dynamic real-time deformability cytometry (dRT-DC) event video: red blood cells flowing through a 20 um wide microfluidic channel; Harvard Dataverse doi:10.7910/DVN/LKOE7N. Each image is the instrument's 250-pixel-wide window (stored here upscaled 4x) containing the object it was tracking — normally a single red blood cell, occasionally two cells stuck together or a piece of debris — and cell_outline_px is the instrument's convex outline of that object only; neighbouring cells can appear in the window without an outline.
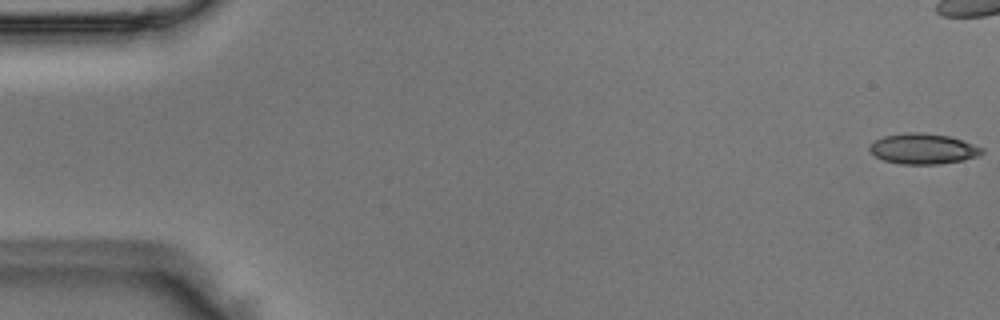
{"species": "Egyptian fruit bat (a non-hibernating species)", "species_latin": "Rousettus aegyptiacus", "temperature_condition": "room temperature", "stored_images_in_passage": 51, "camera_frame_rate_fps": 3000, "um_per_image_px": 0.085, "animal": {"sex": "male"}, "frame": {"image": 1, "passage_image": 1, "time_ms": 0.0, "image_size_px": [1000, 320], "cell_outline_px": [[984, 152], [976, 156], [964, 160], [940, 164], [900, 164], [884, 160], [868, 152], [868, 148], [876, 140], [884, 136], [904, 132], [924, 132], [952, 136], [984, 148]], "centroid_in_image_um": [78.47, 12.64], "position_along_channel_um": 6.5, "area_um2": 20.17}}
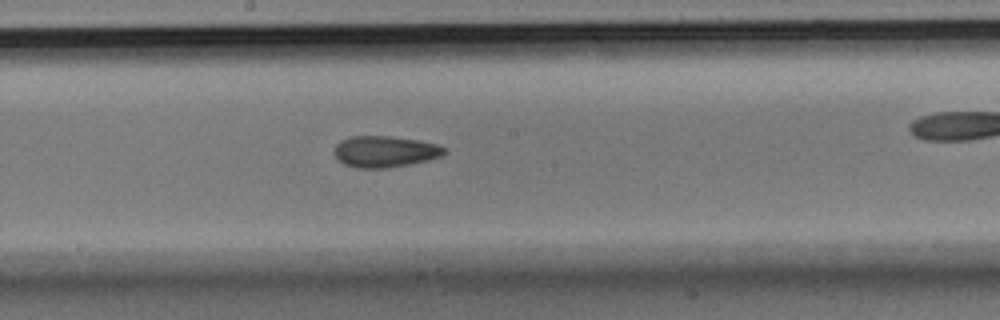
{"frame": {"image": 2, "passage_image": 27, "time_ms": 8.667, "image_size_px": [1000, 320], "cell_outline_px": [[448, 152], [440, 156], [428, 160], [388, 168], [356, 168], [344, 164], [336, 156], [336, 144], [340, 140], [348, 136], [392, 136], [420, 140], [436, 144], [448, 148]], "centroid_in_image_um": [32.75, 12.87], "position_along_channel_um": 215.4, "area_um2": 20.17}}
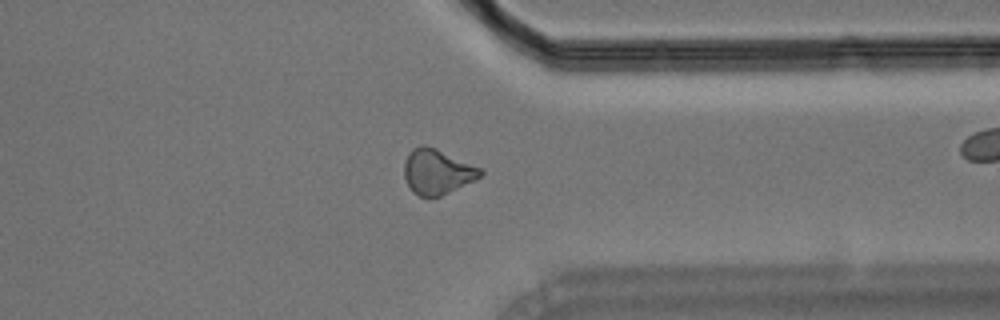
{"frame": {"image": 3, "passage_image": 39, "time_ms": 12.667, "image_size_px": [1000, 320], "cell_outline_px": [[484, 172], [476, 180], [440, 196], [420, 196], [412, 192], [404, 176], [404, 164], [408, 152], [412, 148], [420, 144], [424, 144], [436, 148], [484, 168]], "centroid_in_image_um": [37.18, 14.57], "position_along_channel_um": 374.2, "area_um2": 20.29}}